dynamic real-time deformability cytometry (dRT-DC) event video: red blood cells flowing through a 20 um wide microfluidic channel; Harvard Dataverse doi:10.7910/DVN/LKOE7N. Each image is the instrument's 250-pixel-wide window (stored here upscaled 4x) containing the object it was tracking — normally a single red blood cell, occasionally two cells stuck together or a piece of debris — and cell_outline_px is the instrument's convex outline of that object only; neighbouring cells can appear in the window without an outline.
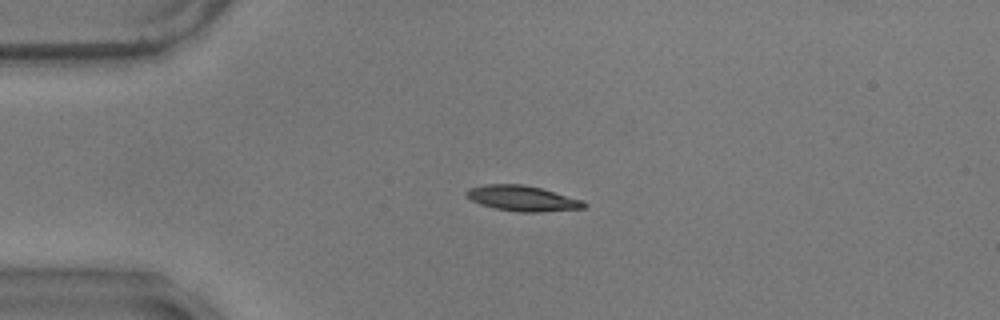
{"species": "common noctule bat (a hibernating species)", "species_latin": "Nyctalus noctula", "temperature_condition": "warm", "stored_images_in_passage": 19, "camera_frame_rate_fps": 3000, "um_per_image_px": 0.085, "animal": {"sex": "male", "body_mass_g": 17.9}, "frame": {"image": 1, "passage_image": 13, "time_ms": 4.0, "image_size_px": [1000, 320], "cell_outline_px": [[588, 204], [584, 208], [540, 212], [516, 212], [496, 208], [480, 204], [472, 200], [464, 192], [468, 188], [484, 184], [524, 184], [540, 188], [584, 200]], "centroid_in_image_um": [44.42, 16.86], "position_along_channel_um": 40.6, "area_um2": 17.46}}